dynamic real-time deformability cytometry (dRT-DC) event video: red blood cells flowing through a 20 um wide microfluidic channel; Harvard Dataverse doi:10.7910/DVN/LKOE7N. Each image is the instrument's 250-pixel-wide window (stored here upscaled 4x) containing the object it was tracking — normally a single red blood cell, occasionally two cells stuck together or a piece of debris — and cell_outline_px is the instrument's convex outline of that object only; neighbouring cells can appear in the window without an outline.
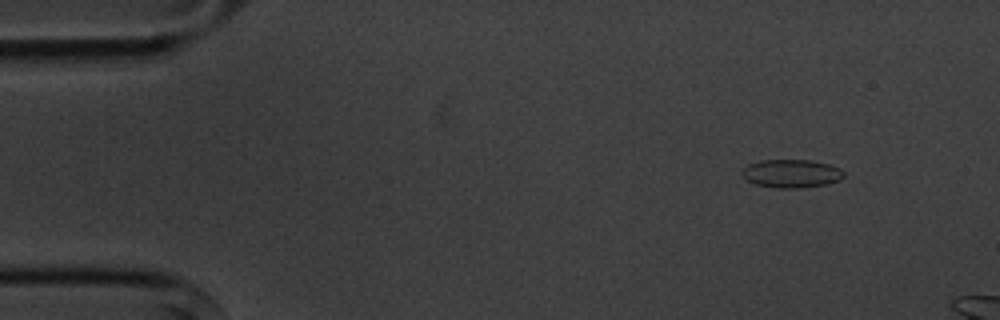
{"species": "common noctule bat (a hibernating species)", "species_latin": "Nyctalus noctula", "temperature_condition": "cold", "stored_images_in_passage": 2, "camera_frame_rate_fps": 3000, "um_per_image_px": 0.085, "animal": {"sex": "male", "body_mass_g": 20.1, "forearm_length_mm": 53.5}, "frame": {"image": 1, "passage_image": 1, "time_ms": 0.0, "image_size_px": [1000, 320], "cell_outline_px": [[844, 176], [840, 180], [828, 184], [800, 188], [776, 188], [756, 184], [748, 180], [740, 172], [748, 164], [760, 160], [812, 160], [828, 164], [840, 168], [844, 172]], "centroid_in_image_um": [67.29, 14.75], "position_along_channel_um": 17.7, "area_um2": 16.82}}